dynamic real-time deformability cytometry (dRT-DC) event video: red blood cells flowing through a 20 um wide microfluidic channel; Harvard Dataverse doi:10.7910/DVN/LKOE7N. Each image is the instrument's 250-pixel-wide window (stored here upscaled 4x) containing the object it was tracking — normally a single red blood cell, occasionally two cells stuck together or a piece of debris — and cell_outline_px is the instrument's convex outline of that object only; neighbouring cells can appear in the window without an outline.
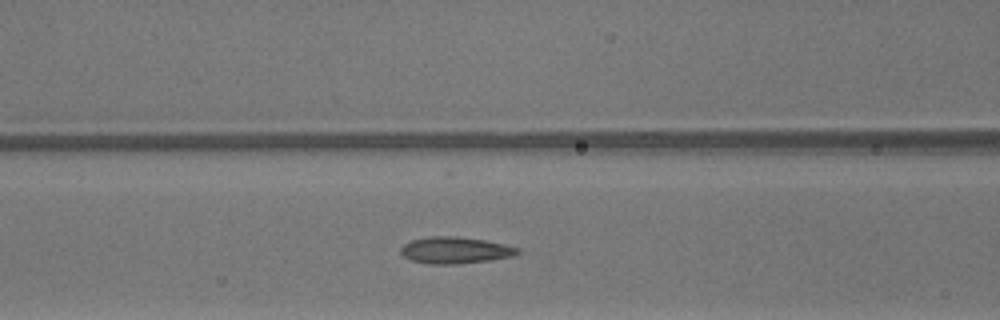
{"species": "common noctule bat (a hibernating species)", "species_latin": "Nyctalus noctula", "temperature_condition": "warm", "stored_images_in_passage": 40, "camera_frame_rate_fps": 3000, "um_per_image_px": 0.085, "animal": {"sex": "male", "body_mass_g": 13.3}, "frame": {"image": 1, "passage_image": 21, "time_ms": 6.667, "image_size_px": [1000, 320], "cell_outline_px": [[520, 252], [512, 256], [488, 260], [460, 264], [432, 264], [412, 260], [404, 256], [400, 252], [400, 248], [404, 244], [412, 240], [428, 236], [456, 236], [484, 240], [504, 244], [520, 248]], "centroid_in_image_um": [38.68, 21.26], "position_along_channel_um": 127.9, "area_um2": 18.03}}
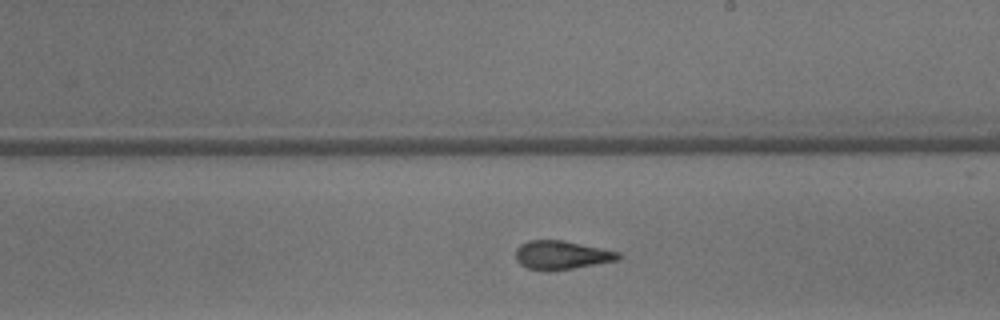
{"frame": {"image": 2, "passage_image": 29, "time_ms": 9.333, "image_size_px": [1000, 320], "cell_outline_px": [[620, 260], [572, 268], [528, 268], [520, 264], [516, 260], [516, 248], [520, 244], [528, 240], [560, 240], [620, 252]], "centroid_in_image_um": [47.74, 21.64], "position_along_channel_um": 241.3, "area_um2": 16.47}}
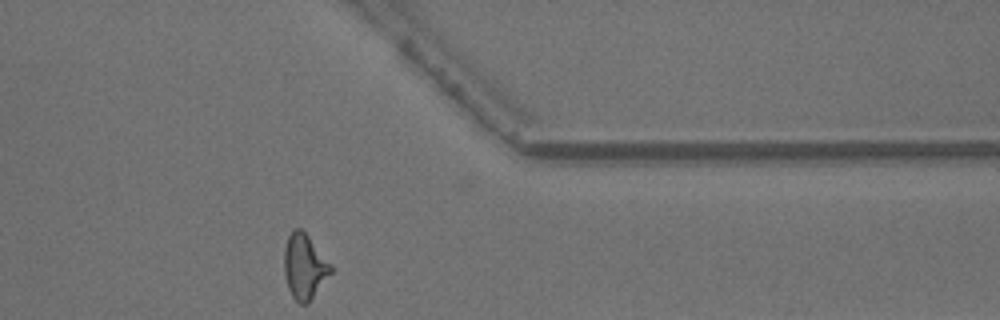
{"frame": {"image": 3, "passage_image": 40, "time_ms": 13.0, "image_size_px": [1000, 320], "cell_outline_px": [[332, 272], [308, 304], [300, 304], [292, 296], [288, 288], [284, 272], [284, 248], [288, 236], [292, 228], [300, 228], [308, 236], [332, 264]], "centroid_in_image_um": [25.88, 22.65], "position_along_channel_um": 385.5, "area_um2": 17.74}, "authors_computed_cell_mechanics": {"area_um2": 17.8891, "velocity_mm_per_s": 4.2429, "shape_relaxation_time_tau1_ms": null, "shape_relaxation_time_tau2_ms": 1.5653, "deformation_change_tau1": null, "deformation_change_tau2": 0.0913}}